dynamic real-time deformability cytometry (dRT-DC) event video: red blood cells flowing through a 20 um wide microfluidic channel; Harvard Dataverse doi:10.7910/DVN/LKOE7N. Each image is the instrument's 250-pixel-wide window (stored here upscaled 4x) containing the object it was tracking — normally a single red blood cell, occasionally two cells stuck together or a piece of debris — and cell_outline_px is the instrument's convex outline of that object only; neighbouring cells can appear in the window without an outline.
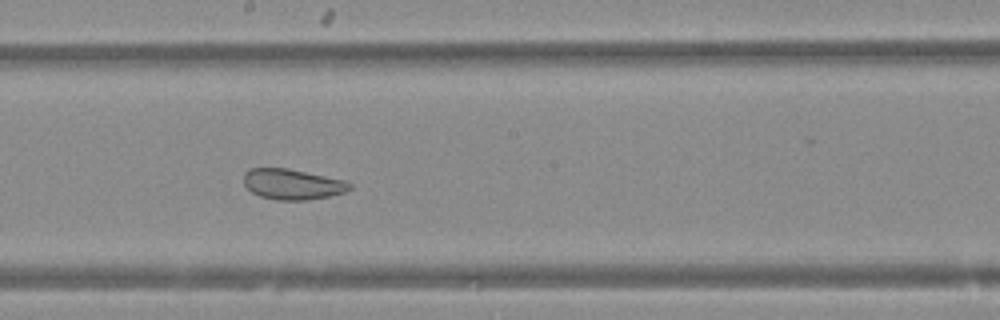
{"species": "Egyptian fruit bat (a non-hibernating species)", "species_latin": "Rousettus aegyptiacus", "temperature_condition": "warm", "stored_images_in_passage": 44, "camera_frame_rate_fps": 3000, "um_per_image_px": 0.085, "animal": {"sex": "female"}, "frame": {"image": 1, "passage_image": 22, "time_ms": 7.0, "image_size_px": [1000, 320], "cell_outline_px": [[352, 188], [344, 192], [328, 196], [308, 200], [276, 200], [260, 196], [252, 192], [244, 184], [244, 172], [248, 168], [288, 168], [344, 180], [352, 184]], "centroid_in_image_um": [24.84, 15.65], "position_along_channel_um": 223.4, "area_um2": 18.84}}
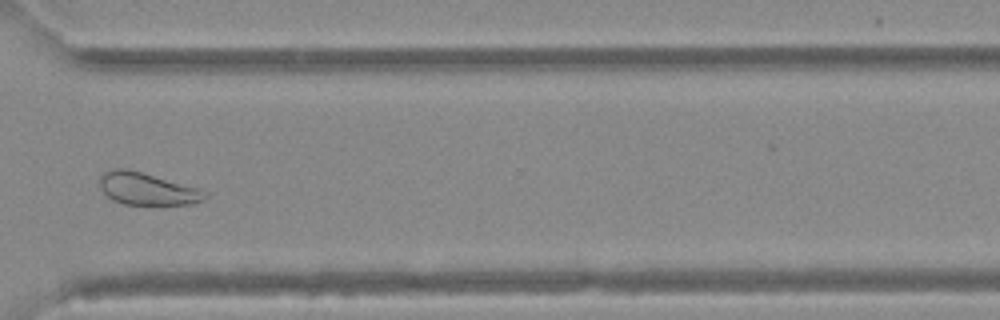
{"frame": {"image": 2, "passage_image": 32, "time_ms": 10.333, "image_size_px": [1000, 320], "cell_outline_px": [[208, 196], [204, 200], [192, 204], [124, 204], [112, 200], [100, 188], [100, 176], [104, 172], [116, 168], [128, 168], [200, 188], [208, 192]], "centroid_in_image_um": [12.54, 16.04], "position_along_channel_um": 358.1, "area_um2": 19.88}}
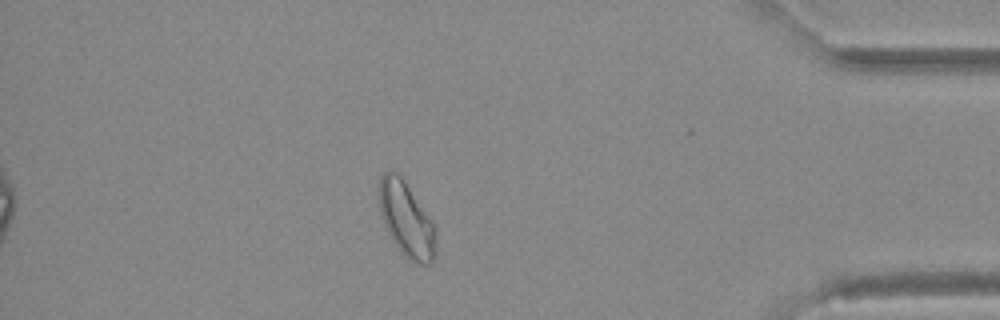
{"frame": {"image": 3, "passage_image": 38, "time_ms": 12.333, "image_size_px": [1000, 320], "cell_outline_px": [[436, 252], [432, 264], [420, 264], [408, 260], [404, 256], [392, 240], [380, 216], [380, 176], [384, 172], [400, 172], [432, 220], [436, 228]], "centroid_in_image_um": [34.58, 18.66], "position_along_channel_um": 400.6, "area_um2": 25.09}}